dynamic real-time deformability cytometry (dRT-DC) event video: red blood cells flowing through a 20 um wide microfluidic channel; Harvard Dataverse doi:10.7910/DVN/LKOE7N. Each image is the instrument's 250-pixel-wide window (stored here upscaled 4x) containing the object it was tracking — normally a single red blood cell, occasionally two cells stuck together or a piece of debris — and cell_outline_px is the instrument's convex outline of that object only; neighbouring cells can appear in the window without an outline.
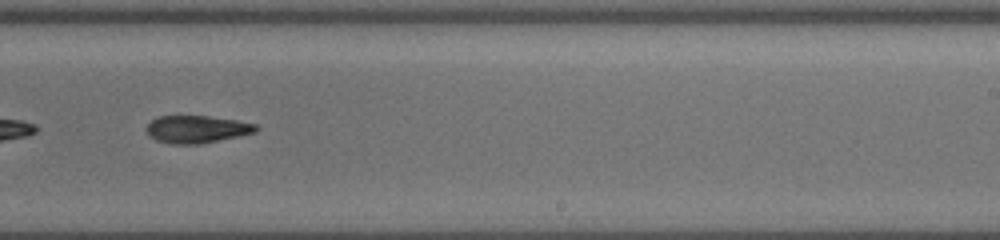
{"species": "common noctule bat (a hibernating species)", "species_latin": "Nyctalus noctula", "temperature_condition": "cold", "stored_images_in_passage": 55, "segment_of_instrument_passage": [2, 2], "camera_frame_rate_fps": 3000, "um_per_image_px": 0.085, "animal": {"sex": "female", "body_mass_g": 19.5, "forearm_length_mm": 54.1}, "frame": {"image": 1, "passage_image": 37, "time_ms": 12.0, "image_size_px": [1000, 240], "cell_outline_px": [[260, 128], [256, 132], [200, 144], [172, 144], [156, 140], [148, 136], [148, 124], [152, 120], [160, 116], [208, 116], [236, 120], [256, 124]], "centroid_in_image_um": [16.74, 10.99], "position_along_channel_um": 272.3, "area_um2": 17.4}}
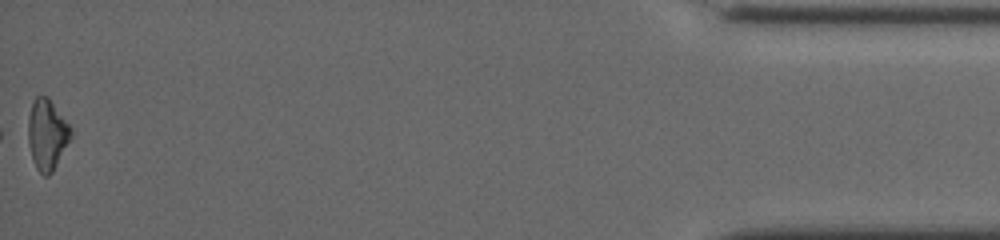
{"frame": {"image": 2, "passage_image": 55, "time_ms": 18.0, "image_size_px": [1000, 240], "cell_outline_px": [[72, 136], [52, 172], [48, 176], [44, 176], [36, 168], [32, 160], [28, 140], [28, 116], [32, 104], [36, 96], [48, 96], [72, 128]], "centroid_in_image_um": [4.0, 11.43], "position_along_channel_um": 431.2, "area_um2": 17.57}}